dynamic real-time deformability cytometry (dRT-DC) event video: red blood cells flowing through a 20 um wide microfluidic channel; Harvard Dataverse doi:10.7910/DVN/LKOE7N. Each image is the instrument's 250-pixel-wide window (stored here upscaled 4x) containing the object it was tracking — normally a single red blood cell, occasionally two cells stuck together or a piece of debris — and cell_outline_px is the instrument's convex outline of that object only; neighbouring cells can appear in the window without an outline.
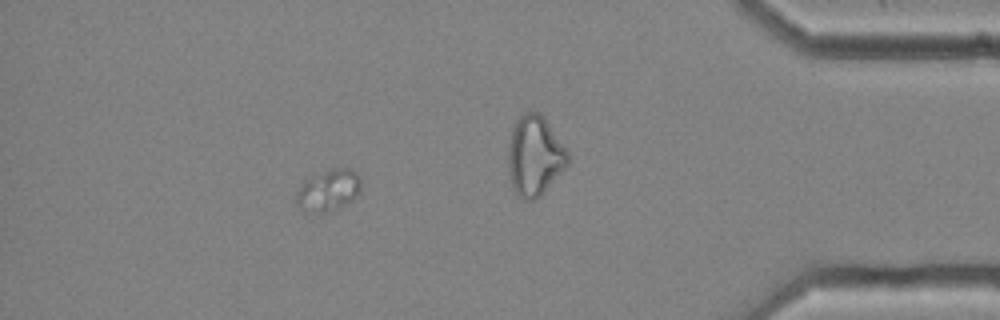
{"species": "common noctule bat (a hibernating species)", "species_latin": "Nyctalus noctula", "temperature_condition": "cold", "stored_images_in_passage": 47, "camera_frame_rate_fps": 3000, "um_per_image_px": 0.085, "animal": {"sex": "female", "body_mass_g": 25.1}, "frame": {"image": 1, "passage_image": 41, "time_ms": 13.333, "image_size_px": [1000, 320], "cell_outline_px": [[360, 196], [340, 208], [324, 212], [304, 212], [296, 204], [296, 192], [304, 180], [328, 168], [352, 168], [360, 176]], "centroid_in_image_um": [27.93, 16.17], "position_along_channel_um": 407.3, "area_um2": 16.13}}